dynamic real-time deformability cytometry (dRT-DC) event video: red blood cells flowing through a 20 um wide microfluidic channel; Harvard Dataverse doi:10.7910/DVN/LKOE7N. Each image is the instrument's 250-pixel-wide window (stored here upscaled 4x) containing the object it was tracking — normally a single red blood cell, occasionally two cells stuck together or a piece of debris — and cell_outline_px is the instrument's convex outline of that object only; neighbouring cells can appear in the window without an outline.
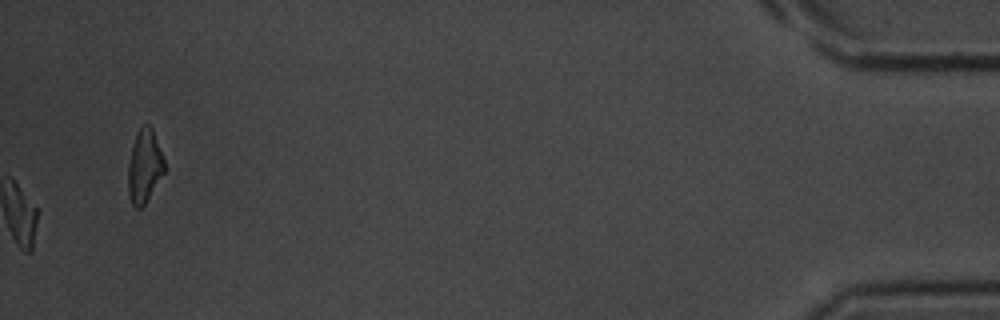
{"species": "common noctule bat (a hibernating species)", "species_latin": "Nyctalus noctula", "temperature_condition": "room temperature", "stored_images_in_passage": 54, "camera_frame_rate_fps": 3000, "um_per_image_px": 0.085, "animal": {"sex": "male", "body_mass_g": 20.1, "forearm_length_mm": 53.5}, "frame": {"image": 1, "passage_image": 54, "time_ms": 17.667, "image_size_px": [1000, 320], "cell_outline_px": [[164, 172], [144, 204], [140, 208], [136, 208], [132, 204], [128, 192], [128, 164], [132, 144], [136, 132], [144, 124], [148, 124], [152, 128], [164, 160]], "centroid_in_image_um": [12.25, 14.1], "position_along_channel_um": 422.9, "area_um2": 15.26}, "authors_computed_cell_mechanics": {"area_um2": 14.8546, "velocity_mm_per_s": 3.7418, "shape_relaxation_time_tau1_ms": 3.5761, "shape_relaxation_time_tau2_ms": 5.7676, "deformation_change_tau1": 0.1374, "deformation_change_tau2": 0.1566}}